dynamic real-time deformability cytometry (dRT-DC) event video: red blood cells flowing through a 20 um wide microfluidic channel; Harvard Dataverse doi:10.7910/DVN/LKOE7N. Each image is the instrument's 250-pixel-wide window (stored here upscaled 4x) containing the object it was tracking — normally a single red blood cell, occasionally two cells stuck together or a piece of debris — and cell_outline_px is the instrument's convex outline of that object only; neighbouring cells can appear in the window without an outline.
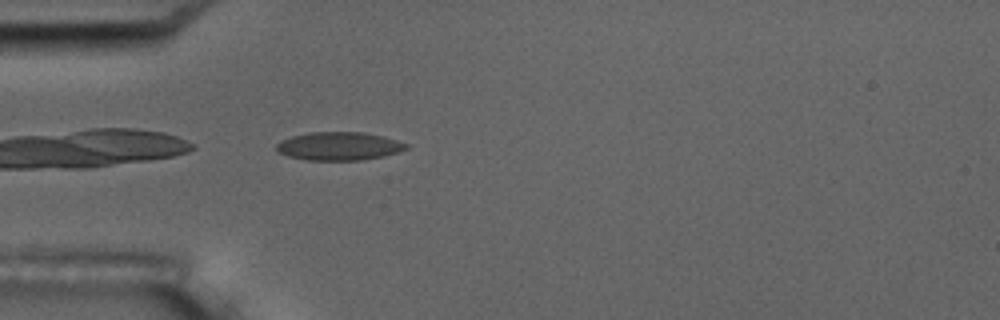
{"species": "common noctule bat (a hibernating species)", "species_latin": "Nyctalus noctula", "temperature_condition": "room temperature", "stored_images_in_passage": 4, "camera_frame_rate_fps": 3000, "um_per_image_px": 0.085, "animal": {"sex": "male", "body_mass_g": 17.5, "forearm_length_mm": 52.3}, "frame": {"image": 1, "passage_image": 4, "time_ms": 4.333, "image_size_px": [1000, 320], "cell_outline_px": [[408, 148], [384, 156], [360, 160], [308, 160], [288, 156], [276, 152], [276, 144], [280, 140], [292, 136], [308, 132], [364, 132], [384, 136], [408, 144]], "centroid_in_image_um": [28.78, 12.41], "position_along_channel_um": 56.2, "area_um2": 21.44}}